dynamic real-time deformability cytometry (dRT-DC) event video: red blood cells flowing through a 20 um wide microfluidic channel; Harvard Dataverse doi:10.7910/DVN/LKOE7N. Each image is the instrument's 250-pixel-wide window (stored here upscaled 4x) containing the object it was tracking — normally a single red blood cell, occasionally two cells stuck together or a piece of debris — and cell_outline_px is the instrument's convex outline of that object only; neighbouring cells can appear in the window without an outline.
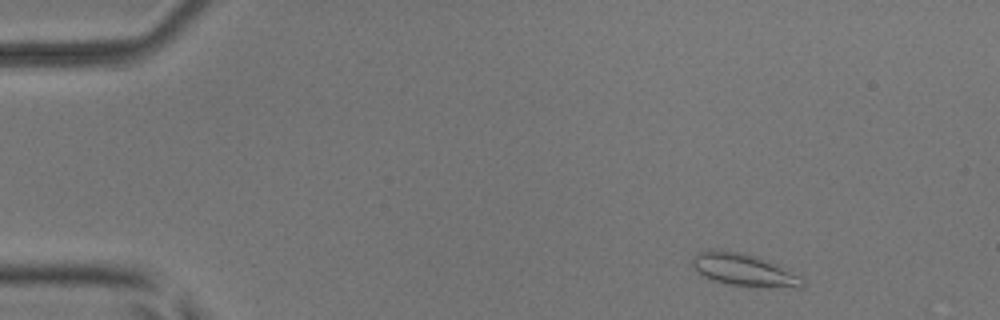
{"species": "common noctule bat (a hibernating species)", "species_latin": "Nyctalus noctula", "temperature_condition": "room temperature", "stored_images_in_passage": 8, "camera_frame_rate_fps": 3000, "um_per_image_px": 0.085, "animal": {"sex": "male", "body_mass_g": 17.9, "forearm_length_mm": 54.2}, "frame": {"image": 1, "passage_image": 1, "time_ms": 0.0, "image_size_px": [1000, 320], "cell_outline_px": [[804, 288], [796, 288], [728, 284], [712, 280], [696, 272], [692, 264], [692, 256], [700, 252], [716, 248], [720, 248], [744, 252], [772, 260], [780, 264], [800, 276], [804, 280]], "centroid_in_image_um": [63.25, 22.9], "position_along_channel_um": 21.8, "area_um2": 21.33}}
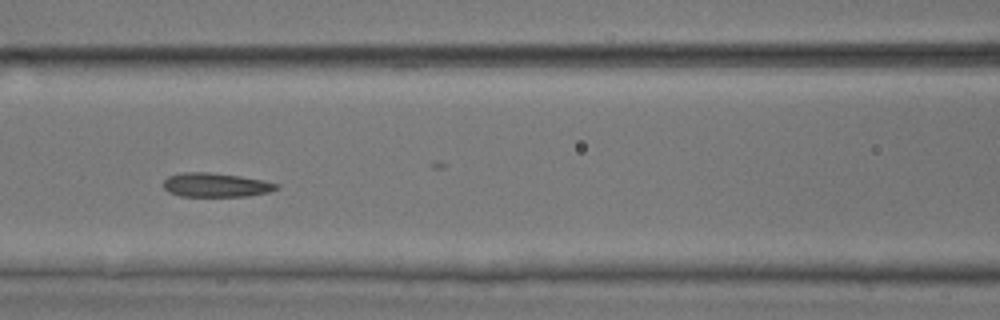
{"frame": {"image": 2, "passage_image": 6, "time_ms": 1.667, "image_size_px": [1000, 320], "cell_outline_px": [[280, 188], [268, 192], [248, 196], [180, 196], [168, 192], [164, 188], [164, 180], [168, 176], [180, 172], [208, 172], [240, 176], [264, 180], [280, 184]], "centroid_in_image_um": [18.36, 15.72], "position_along_channel_um": 148.2, "area_um2": 15.95}}
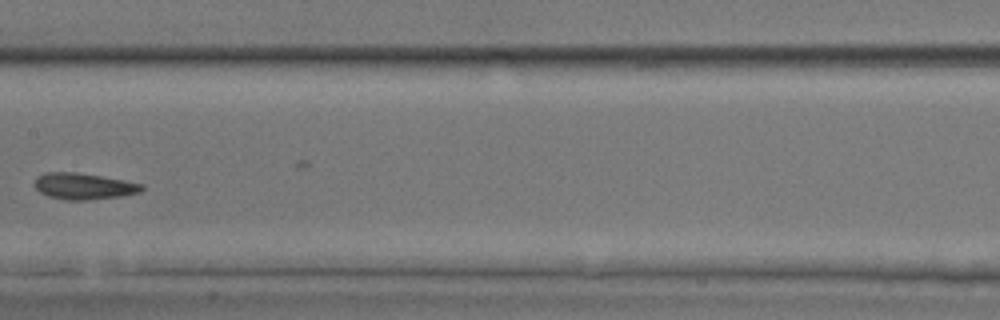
{"frame": {"image": 3, "passage_image": 7, "time_ms": 2.0, "image_size_px": [1000, 320], "cell_outline_px": [[144, 188], [140, 192], [120, 196], [84, 200], [64, 200], [48, 196], [40, 192], [36, 188], [36, 176], [44, 172], [76, 172], [124, 180], [144, 184]], "centroid_in_image_um": [7.11, 15.82], "position_along_channel_um": 200.3, "area_um2": 16.36}}